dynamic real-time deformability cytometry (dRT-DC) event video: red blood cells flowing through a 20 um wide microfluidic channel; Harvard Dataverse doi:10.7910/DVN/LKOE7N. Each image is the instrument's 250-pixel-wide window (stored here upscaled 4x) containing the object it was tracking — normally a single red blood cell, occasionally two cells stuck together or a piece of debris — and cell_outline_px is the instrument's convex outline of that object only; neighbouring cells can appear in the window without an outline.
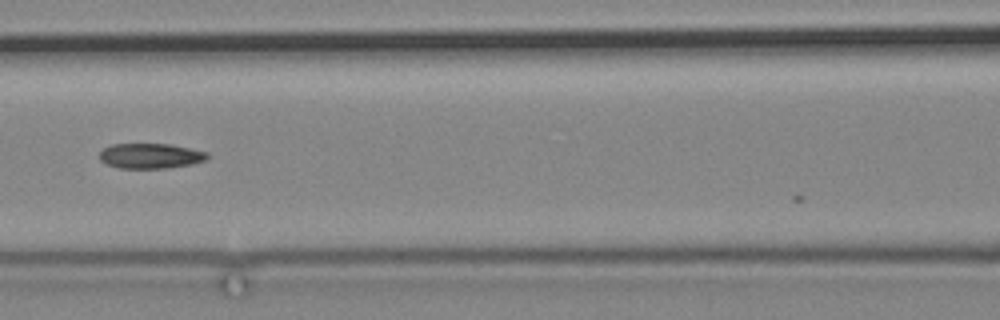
{"species": "common noctule bat (a hibernating species)", "species_latin": "Nyctalus noctula", "temperature_condition": "cold", "stored_images_in_passage": 14, "camera_frame_rate_fps": 3000, "um_per_image_px": 0.085, "animal": {"sex": "male", "body_mass_g": 19.2, "forearm_length_mm": 51.8}, "frame": {"image": 1, "passage_image": 13, "time_ms": 16.0, "image_size_px": [1000, 320], "cell_outline_px": [[208, 160], [192, 164], [168, 168], [120, 168], [108, 164], [100, 160], [100, 152], [104, 148], [112, 144], [172, 144], [208, 152]], "centroid_in_image_um": [12.84, 13.25], "position_along_channel_um": 153.8, "area_um2": 15.84}}